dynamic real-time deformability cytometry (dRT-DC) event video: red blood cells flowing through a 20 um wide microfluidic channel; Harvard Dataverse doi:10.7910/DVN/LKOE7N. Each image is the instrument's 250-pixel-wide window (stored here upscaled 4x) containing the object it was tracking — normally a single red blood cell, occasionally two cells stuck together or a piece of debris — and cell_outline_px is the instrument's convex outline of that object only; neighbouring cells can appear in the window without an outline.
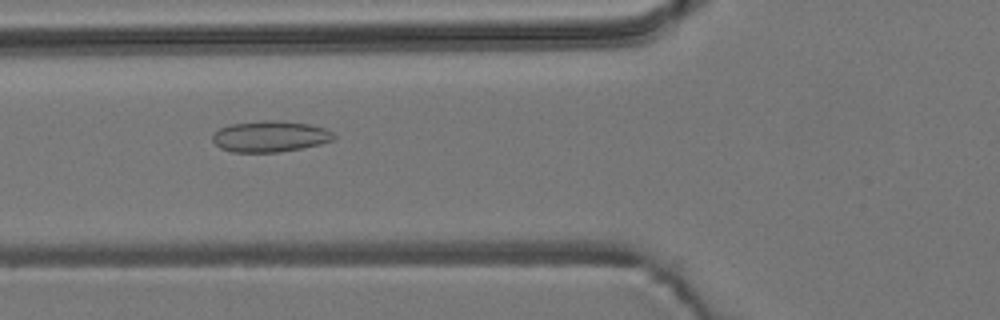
{"species": "common noctule bat (a hibernating species)", "species_latin": "Nyctalus noctula", "temperature_condition": "room temperature", "stored_images_in_passage": 54, "camera_frame_rate_fps": 3000, "um_per_image_px": 0.085, "animal": {"sex": "male", "body_mass_g": 19.2, "forearm_length_mm": 51.8}, "frame": {"image": 1, "passage_image": 20, "time_ms": 6.333, "image_size_px": [1000, 320], "cell_outline_px": [[336, 140], [320, 144], [280, 152], [232, 152], [220, 148], [212, 140], [212, 136], [220, 128], [228, 124], [260, 120], [276, 120], [308, 124], [324, 128], [332, 132], [336, 136]], "centroid_in_image_um": [22.96, 11.59], "position_along_channel_um": 102.8, "area_um2": 22.08}}
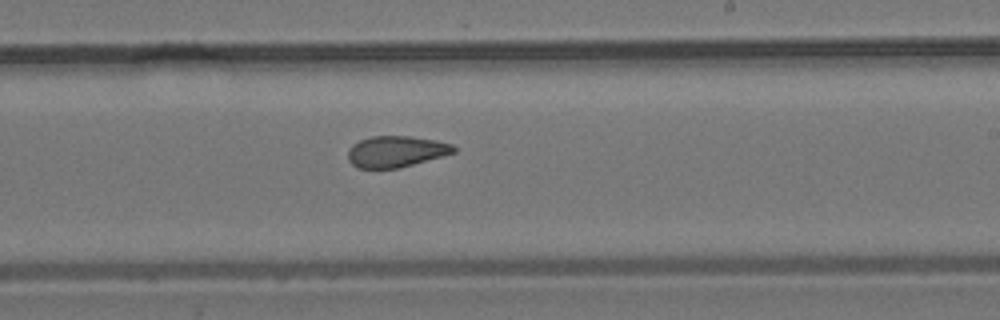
{"frame": {"image": 2, "passage_image": 32, "time_ms": 10.333, "image_size_px": [1000, 320], "cell_outline_px": [[456, 152], [400, 168], [356, 168], [348, 160], [348, 148], [352, 144], [360, 140], [372, 136], [412, 136], [436, 140], [452, 144], [456, 148]], "centroid_in_image_um": [33.65, 12.88], "position_along_channel_um": 255.4, "area_um2": 19.36}}
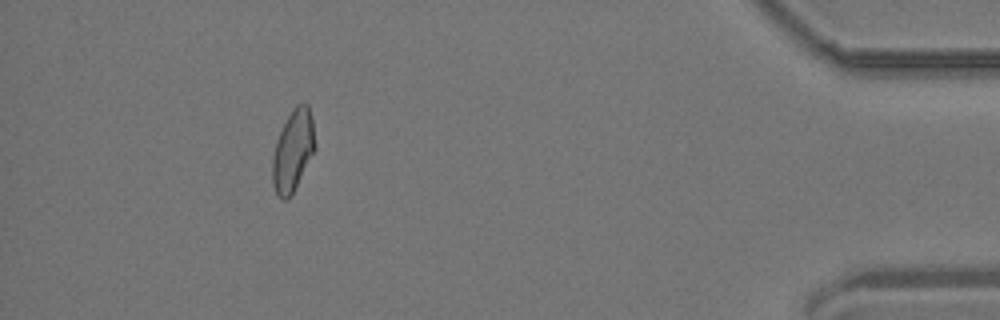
{"frame": {"image": 3, "passage_image": 49, "time_ms": 16.0, "image_size_px": [1000, 320], "cell_outline_px": [[316, 148], [292, 196], [288, 200], [284, 200], [276, 196], [272, 184], [272, 160], [276, 140], [292, 108], [296, 104], [308, 104], [312, 116], [316, 144]], "centroid_in_image_um": [24.9, 12.85], "position_along_channel_um": 410.3, "area_um2": 20.58}, "authors_computed_cell_mechanics": {"area_um2": 20.4612, "velocity_mm_per_s": 3.8123, "shape_relaxation_time_tau1_ms": null, "shape_relaxation_time_tau2_ms": 2.3068, "deformation_change_tau1": null, "deformation_change_tau2": 0.0914}}